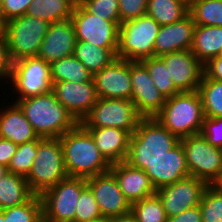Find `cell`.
Here are the masks:
<instances>
[{
	"label": "cell",
	"mask_w": 222,
	"mask_h": 222,
	"mask_svg": "<svg viewBox=\"0 0 222 222\" xmlns=\"http://www.w3.org/2000/svg\"><path fill=\"white\" fill-rule=\"evenodd\" d=\"M31 192L26 177L8 172L0 179V209L5 210L29 201Z\"/></svg>",
	"instance_id": "484cf974"
},
{
	"label": "cell",
	"mask_w": 222,
	"mask_h": 222,
	"mask_svg": "<svg viewBox=\"0 0 222 222\" xmlns=\"http://www.w3.org/2000/svg\"><path fill=\"white\" fill-rule=\"evenodd\" d=\"M76 3V0H33L26 14L51 24L70 19Z\"/></svg>",
	"instance_id": "4316f807"
},
{
	"label": "cell",
	"mask_w": 222,
	"mask_h": 222,
	"mask_svg": "<svg viewBox=\"0 0 222 222\" xmlns=\"http://www.w3.org/2000/svg\"><path fill=\"white\" fill-rule=\"evenodd\" d=\"M168 67L179 92L197 91L204 74V65L191 50L176 51L159 57Z\"/></svg>",
	"instance_id": "2e32d148"
},
{
	"label": "cell",
	"mask_w": 222,
	"mask_h": 222,
	"mask_svg": "<svg viewBox=\"0 0 222 222\" xmlns=\"http://www.w3.org/2000/svg\"><path fill=\"white\" fill-rule=\"evenodd\" d=\"M199 206L202 222H222V189L218 184L205 188Z\"/></svg>",
	"instance_id": "d590c367"
},
{
	"label": "cell",
	"mask_w": 222,
	"mask_h": 222,
	"mask_svg": "<svg viewBox=\"0 0 222 222\" xmlns=\"http://www.w3.org/2000/svg\"><path fill=\"white\" fill-rule=\"evenodd\" d=\"M110 171L130 204L156 194V189L144 170L132 167L123 161L111 164Z\"/></svg>",
	"instance_id": "7402d4cb"
},
{
	"label": "cell",
	"mask_w": 222,
	"mask_h": 222,
	"mask_svg": "<svg viewBox=\"0 0 222 222\" xmlns=\"http://www.w3.org/2000/svg\"><path fill=\"white\" fill-rule=\"evenodd\" d=\"M200 134L212 146L222 149V117H204Z\"/></svg>",
	"instance_id": "b9f144b4"
},
{
	"label": "cell",
	"mask_w": 222,
	"mask_h": 222,
	"mask_svg": "<svg viewBox=\"0 0 222 222\" xmlns=\"http://www.w3.org/2000/svg\"><path fill=\"white\" fill-rule=\"evenodd\" d=\"M67 177L60 139L42 138L38 143L32 168L26 177L31 192L41 196Z\"/></svg>",
	"instance_id": "5b68a950"
},
{
	"label": "cell",
	"mask_w": 222,
	"mask_h": 222,
	"mask_svg": "<svg viewBox=\"0 0 222 222\" xmlns=\"http://www.w3.org/2000/svg\"><path fill=\"white\" fill-rule=\"evenodd\" d=\"M136 222H167L168 217L157 194L131 204Z\"/></svg>",
	"instance_id": "836d02e7"
},
{
	"label": "cell",
	"mask_w": 222,
	"mask_h": 222,
	"mask_svg": "<svg viewBox=\"0 0 222 222\" xmlns=\"http://www.w3.org/2000/svg\"><path fill=\"white\" fill-rule=\"evenodd\" d=\"M94 194L87 186L80 194L75 212V222H89L102 219Z\"/></svg>",
	"instance_id": "74e56055"
},
{
	"label": "cell",
	"mask_w": 222,
	"mask_h": 222,
	"mask_svg": "<svg viewBox=\"0 0 222 222\" xmlns=\"http://www.w3.org/2000/svg\"><path fill=\"white\" fill-rule=\"evenodd\" d=\"M159 29L160 25L148 14L121 23L117 57L128 61L154 57V44Z\"/></svg>",
	"instance_id": "8992f818"
},
{
	"label": "cell",
	"mask_w": 222,
	"mask_h": 222,
	"mask_svg": "<svg viewBox=\"0 0 222 222\" xmlns=\"http://www.w3.org/2000/svg\"><path fill=\"white\" fill-rule=\"evenodd\" d=\"M12 101L23 110L38 137L60 138L78 124L52 91Z\"/></svg>",
	"instance_id": "7a4b0ae2"
},
{
	"label": "cell",
	"mask_w": 222,
	"mask_h": 222,
	"mask_svg": "<svg viewBox=\"0 0 222 222\" xmlns=\"http://www.w3.org/2000/svg\"><path fill=\"white\" fill-rule=\"evenodd\" d=\"M3 24L0 22V34L2 33Z\"/></svg>",
	"instance_id": "816d5d0a"
},
{
	"label": "cell",
	"mask_w": 222,
	"mask_h": 222,
	"mask_svg": "<svg viewBox=\"0 0 222 222\" xmlns=\"http://www.w3.org/2000/svg\"><path fill=\"white\" fill-rule=\"evenodd\" d=\"M0 222H5L4 221V214L3 211L0 209Z\"/></svg>",
	"instance_id": "681fc988"
},
{
	"label": "cell",
	"mask_w": 222,
	"mask_h": 222,
	"mask_svg": "<svg viewBox=\"0 0 222 222\" xmlns=\"http://www.w3.org/2000/svg\"><path fill=\"white\" fill-rule=\"evenodd\" d=\"M13 70L8 45L3 32L0 34V81L8 83Z\"/></svg>",
	"instance_id": "7bdbcfd3"
},
{
	"label": "cell",
	"mask_w": 222,
	"mask_h": 222,
	"mask_svg": "<svg viewBox=\"0 0 222 222\" xmlns=\"http://www.w3.org/2000/svg\"><path fill=\"white\" fill-rule=\"evenodd\" d=\"M76 42L75 28L71 19L51 23L37 57L51 65L57 60L73 55Z\"/></svg>",
	"instance_id": "d6986e66"
},
{
	"label": "cell",
	"mask_w": 222,
	"mask_h": 222,
	"mask_svg": "<svg viewBox=\"0 0 222 222\" xmlns=\"http://www.w3.org/2000/svg\"><path fill=\"white\" fill-rule=\"evenodd\" d=\"M180 139L174 136L155 118H141L131 135L125 162L145 170L150 163L162 158L174 148Z\"/></svg>",
	"instance_id": "3957f363"
},
{
	"label": "cell",
	"mask_w": 222,
	"mask_h": 222,
	"mask_svg": "<svg viewBox=\"0 0 222 222\" xmlns=\"http://www.w3.org/2000/svg\"><path fill=\"white\" fill-rule=\"evenodd\" d=\"M190 50L203 65L222 55V27L195 25Z\"/></svg>",
	"instance_id": "d4e9b609"
},
{
	"label": "cell",
	"mask_w": 222,
	"mask_h": 222,
	"mask_svg": "<svg viewBox=\"0 0 222 222\" xmlns=\"http://www.w3.org/2000/svg\"><path fill=\"white\" fill-rule=\"evenodd\" d=\"M88 12L110 21H120L118 0H79Z\"/></svg>",
	"instance_id": "f35d334b"
},
{
	"label": "cell",
	"mask_w": 222,
	"mask_h": 222,
	"mask_svg": "<svg viewBox=\"0 0 222 222\" xmlns=\"http://www.w3.org/2000/svg\"><path fill=\"white\" fill-rule=\"evenodd\" d=\"M59 139L69 177L88 179L110 171L111 164L100 153L91 134L80 123Z\"/></svg>",
	"instance_id": "6da1fadb"
},
{
	"label": "cell",
	"mask_w": 222,
	"mask_h": 222,
	"mask_svg": "<svg viewBox=\"0 0 222 222\" xmlns=\"http://www.w3.org/2000/svg\"><path fill=\"white\" fill-rule=\"evenodd\" d=\"M218 185H219L220 188L222 189V180L218 183Z\"/></svg>",
	"instance_id": "f5cc1de1"
},
{
	"label": "cell",
	"mask_w": 222,
	"mask_h": 222,
	"mask_svg": "<svg viewBox=\"0 0 222 222\" xmlns=\"http://www.w3.org/2000/svg\"><path fill=\"white\" fill-rule=\"evenodd\" d=\"M204 74L208 78L222 81V55L210 59L204 65Z\"/></svg>",
	"instance_id": "ee69618b"
},
{
	"label": "cell",
	"mask_w": 222,
	"mask_h": 222,
	"mask_svg": "<svg viewBox=\"0 0 222 222\" xmlns=\"http://www.w3.org/2000/svg\"><path fill=\"white\" fill-rule=\"evenodd\" d=\"M2 211L5 222H43L42 200L38 195L21 205Z\"/></svg>",
	"instance_id": "e575fe53"
},
{
	"label": "cell",
	"mask_w": 222,
	"mask_h": 222,
	"mask_svg": "<svg viewBox=\"0 0 222 222\" xmlns=\"http://www.w3.org/2000/svg\"><path fill=\"white\" fill-rule=\"evenodd\" d=\"M167 222H202L200 206L185 210L181 214L168 218Z\"/></svg>",
	"instance_id": "bcb514c9"
},
{
	"label": "cell",
	"mask_w": 222,
	"mask_h": 222,
	"mask_svg": "<svg viewBox=\"0 0 222 222\" xmlns=\"http://www.w3.org/2000/svg\"><path fill=\"white\" fill-rule=\"evenodd\" d=\"M41 139V137H38L36 140L18 145L17 151L12 156L11 162L7 167L9 172L24 177L28 176L37 154L38 143Z\"/></svg>",
	"instance_id": "8d00e7d4"
},
{
	"label": "cell",
	"mask_w": 222,
	"mask_h": 222,
	"mask_svg": "<svg viewBox=\"0 0 222 222\" xmlns=\"http://www.w3.org/2000/svg\"><path fill=\"white\" fill-rule=\"evenodd\" d=\"M198 92L202 99L204 117H222V81L203 74Z\"/></svg>",
	"instance_id": "4dcf8cb0"
},
{
	"label": "cell",
	"mask_w": 222,
	"mask_h": 222,
	"mask_svg": "<svg viewBox=\"0 0 222 222\" xmlns=\"http://www.w3.org/2000/svg\"><path fill=\"white\" fill-rule=\"evenodd\" d=\"M94 194L103 218L115 217L131 212V204L121 191L111 171L86 179Z\"/></svg>",
	"instance_id": "9a60e30c"
},
{
	"label": "cell",
	"mask_w": 222,
	"mask_h": 222,
	"mask_svg": "<svg viewBox=\"0 0 222 222\" xmlns=\"http://www.w3.org/2000/svg\"><path fill=\"white\" fill-rule=\"evenodd\" d=\"M207 186L205 181L188 176L159 188L156 190V194L162 201L163 208L169 218L199 205Z\"/></svg>",
	"instance_id": "4fadbf2b"
},
{
	"label": "cell",
	"mask_w": 222,
	"mask_h": 222,
	"mask_svg": "<svg viewBox=\"0 0 222 222\" xmlns=\"http://www.w3.org/2000/svg\"><path fill=\"white\" fill-rule=\"evenodd\" d=\"M120 24L132 20L147 12L148 0H118Z\"/></svg>",
	"instance_id": "ab89813d"
},
{
	"label": "cell",
	"mask_w": 222,
	"mask_h": 222,
	"mask_svg": "<svg viewBox=\"0 0 222 222\" xmlns=\"http://www.w3.org/2000/svg\"><path fill=\"white\" fill-rule=\"evenodd\" d=\"M188 13L195 25L222 27V0H189Z\"/></svg>",
	"instance_id": "1f68e13d"
},
{
	"label": "cell",
	"mask_w": 222,
	"mask_h": 222,
	"mask_svg": "<svg viewBox=\"0 0 222 222\" xmlns=\"http://www.w3.org/2000/svg\"><path fill=\"white\" fill-rule=\"evenodd\" d=\"M18 145L0 137V164L8 167Z\"/></svg>",
	"instance_id": "f6af8a7d"
},
{
	"label": "cell",
	"mask_w": 222,
	"mask_h": 222,
	"mask_svg": "<svg viewBox=\"0 0 222 222\" xmlns=\"http://www.w3.org/2000/svg\"><path fill=\"white\" fill-rule=\"evenodd\" d=\"M98 98L131 100L132 82L130 61L116 58L98 73L93 75Z\"/></svg>",
	"instance_id": "e0dca14e"
},
{
	"label": "cell",
	"mask_w": 222,
	"mask_h": 222,
	"mask_svg": "<svg viewBox=\"0 0 222 222\" xmlns=\"http://www.w3.org/2000/svg\"><path fill=\"white\" fill-rule=\"evenodd\" d=\"M8 83L10 88L8 86L7 89L13 90L12 99H25L51 92V65L37 56L13 62ZM13 93L16 94L15 97Z\"/></svg>",
	"instance_id": "9c48e42d"
},
{
	"label": "cell",
	"mask_w": 222,
	"mask_h": 222,
	"mask_svg": "<svg viewBox=\"0 0 222 222\" xmlns=\"http://www.w3.org/2000/svg\"><path fill=\"white\" fill-rule=\"evenodd\" d=\"M195 23L188 14L182 20L160 26L154 44V57L190 50L193 42Z\"/></svg>",
	"instance_id": "44dd1931"
},
{
	"label": "cell",
	"mask_w": 222,
	"mask_h": 222,
	"mask_svg": "<svg viewBox=\"0 0 222 222\" xmlns=\"http://www.w3.org/2000/svg\"><path fill=\"white\" fill-rule=\"evenodd\" d=\"M33 0H2L0 4V22L22 16L27 13Z\"/></svg>",
	"instance_id": "60d3db41"
},
{
	"label": "cell",
	"mask_w": 222,
	"mask_h": 222,
	"mask_svg": "<svg viewBox=\"0 0 222 222\" xmlns=\"http://www.w3.org/2000/svg\"><path fill=\"white\" fill-rule=\"evenodd\" d=\"M154 118L179 139L200 134L204 112L198 90L179 92L166 99Z\"/></svg>",
	"instance_id": "277c9868"
},
{
	"label": "cell",
	"mask_w": 222,
	"mask_h": 222,
	"mask_svg": "<svg viewBox=\"0 0 222 222\" xmlns=\"http://www.w3.org/2000/svg\"><path fill=\"white\" fill-rule=\"evenodd\" d=\"M76 41L93 43L102 48L118 50L120 21H110L88 12L79 2L71 15Z\"/></svg>",
	"instance_id": "7c38bea8"
},
{
	"label": "cell",
	"mask_w": 222,
	"mask_h": 222,
	"mask_svg": "<svg viewBox=\"0 0 222 222\" xmlns=\"http://www.w3.org/2000/svg\"><path fill=\"white\" fill-rule=\"evenodd\" d=\"M4 103L0 104V137L17 145L36 140L38 135L20 106L13 101Z\"/></svg>",
	"instance_id": "603a6c76"
},
{
	"label": "cell",
	"mask_w": 222,
	"mask_h": 222,
	"mask_svg": "<svg viewBox=\"0 0 222 222\" xmlns=\"http://www.w3.org/2000/svg\"><path fill=\"white\" fill-rule=\"evenodd\" d=\"M51 79L53 83L61 81L83 83L93 81V74L84 67L81 61L71 55L51 64Z\"/></svg>",
	"instance_id": "f546056e"
},
{
	"label": "cell",
	"mask_w": 222,
	"mask_h": 222,
	"mask_svg": "<svg viewBox=\"0 0 222 222\" xmlns=\"http://www.w3.org/2000/svg\"><path fill=\"white\" fill-rule=\"evenodd\" d=\"M105 222H136L133 214L131 212L124 214V215H118L115 217H109L105 219Z\"/></svg>",
	"instance_id": "7dc6e473"
},
{
	"label": "cell",
	"mask_w": 222,
	"mask_h": 222,
	"mask_svg": "<svg viewBox=\"0 0 222 222\" xmlns=\"http://www.w3.org/2000/svg\"><path fill=\"white\" fill-rule=\"evenodd\" d=\"M8 172V168L0 164V179L7 175Z\"/></svg>",
	"instance_id": "c3c4849f"
},
{
	"label": "cell",
	"mask_w": 222,
	"mask_h": 222,
	"mask_svg": "<svg viewBox=\"0 0 222 222\" xmlns=\"http://www.w3.org/2000/svg\"><path fill=\"white\" fill-rule=\"evenodd\" d=\"M132 98L142 118H154L163 108L166 98L154 85L148 70L140 61H130Z\"/></svg>",
	"instance_id": "5bb4252c"
},
{
	"label": "cell",
	"mask_w": 222,
	"mask_h": 222,
	"mask_svg": "<svg viewBox=\"0 0 222 222\" xmlns=\"http://www.w3.org/2000/svg\"><path fill=\"white\" fill-rule=\"evenodd\" d=\"M184 149L189 175L208 185L222 180V149L212 146L201 135L180 139Z\"/></svg>",
	"instance_id": "ba28073f"
},
{
	"label": "cell",
	"mask_w": 222,
	"mask_h": 222,
	"mask_svg": "<svg viewBox=\"0 0 222 222\" xmlns=\"http://www.w3.org/2000/svg\"><path fill=\"white\" fill-rule=\"evenodd\" d=\"M144 171L156 190L190 176L181 141Z\"/></svg>",
	"instance_id": "ffe728a7"
},
{
	"label": "cell",
	"mask_w": 222,
	"mask_h": 222,
	"mask_svg": "<svg viewBox=\"0 0 222 222\" xmlns=\"http://www.w3.org/2000/svg\"><path fill=\"white\" fill-rule=\"evenodd\" d=\"M73 56L93 75L117 58L112 49L98 47L85 41L76 42Z\"/></svg>",
	"instance_id": "83f0119b"
},
{
	"label": "cell",
	"mask_w": 222,
	"mask_h": 222,
	"mask_svg": "<svg viewBox=\"0 0 222 222\" xmlns=\"http://www.w3.org/2000/svg\"><path fill=\"white\" fill-rule=\"evenodd\" d=\"M49 24L45 20L28 14L3 23L2 32L13 62L37 56Z\"/></svg>",
	"instance_id": "52a82bcc"
},
{
	"label": "cell",
	"mask_w": 222,
	"mask_h": 222,
	"mask_svg": "<svg viewBox=\"0 0 222 222\" xmlns=\"http://www.w3.org/2000/svg\"><path fill=\"white\" fill-rule=\"evenodd\" d=\"M52 92L78 123L90 112L98 98L94 81L54 82Z\"/></svg>",
	"instance_id": "ac0fdd59"
},
{
	"label": "cell",
	"mask_w": 222,
	"mask_h": 222,
	"mask_svg": "<svg viewBox=\"0 0 222 222\" xmlns=\"http://www.w3.org/2000/svg\"><path fill=\"white\" fill-rule=\"evenodd\" d=\"M141 118L131 100L97 98L96 104L80 124L84 128H118L132 135Z\"/></svg>",
	"instance_id": "8fae6325"
},
{
	"label": "cell",
	"mask_w": 222,
	"mask_h": 222,
	"mask_svg": "<svg viewBox=\"0 0 222 222\" xmlns=\"http://www.w3.org/2000/svg\"><path fill=\"white\" fill-rule=\"evenodd\" d=\"M89 222H105V218L98 219V220H95V221H89Z\"/></svg>",
	"instance_id": "f907efd6"
},
{
	"label": "cell",
	"mask_w": 222,
	"mask_h": 222,
	"mask_svg": "<svg viewBox=\"0 0 222 222\" xmlns=\"http://www.w3.org/2000/svg\"><path fill=\"white\" fill-rule=\"evenodd\" d=\"M87 187L85 178L67 177L46 190L42 200L43 222H75L81 192Z\"/></svg>",
	"instance_id": "30bf717a"
},
{
	"label": "cell",
	"mask_w": 222,
	"mask_h": 222,
	"mask_svg": "<svg viewBox=\"0 0 222 222\" xmlns=\"http://www.w3.org/2000/svg\"><path fill=\"white\" fill-rule=\"evenodd\" d=\"M188 12L189 0H148L146 14L162 26L182 20Z\"/></svg>",
	"instance_id": "f1b7e54d"
},
{
	"label": "cell",
	"mask_w": 222,
	"mask_h": 222,
	"mask_svg": "<svg viewBox=\"0 0 222 222\" xmlns=\"http://www.w3.org/2000/svg\"><path fill=\"white\" fill-rule=\"evenodd\" d=\"M92 136L100 153L110 163L126 160L131 134L118 128H85Z\"/></svg>",
	"instance_id": "cb8c5ba5"
},
{
	"label": "cell",
	"mask_w": 222,
	"mask_h": 222,
	"mask_svg": "<svg viewBox=\"0 0 222 222\" xmlns=\"http://www.w3.org/2000/svg\"><path fill=\"white\" fill-rule=\"evenodd\" d=\"M140 62L146 67L154 85L166 99L179 93L168 73V67L159 57L146 58Z\"/></svg>",
	"instance_id": "d6a6232c"
}]
</instances>
